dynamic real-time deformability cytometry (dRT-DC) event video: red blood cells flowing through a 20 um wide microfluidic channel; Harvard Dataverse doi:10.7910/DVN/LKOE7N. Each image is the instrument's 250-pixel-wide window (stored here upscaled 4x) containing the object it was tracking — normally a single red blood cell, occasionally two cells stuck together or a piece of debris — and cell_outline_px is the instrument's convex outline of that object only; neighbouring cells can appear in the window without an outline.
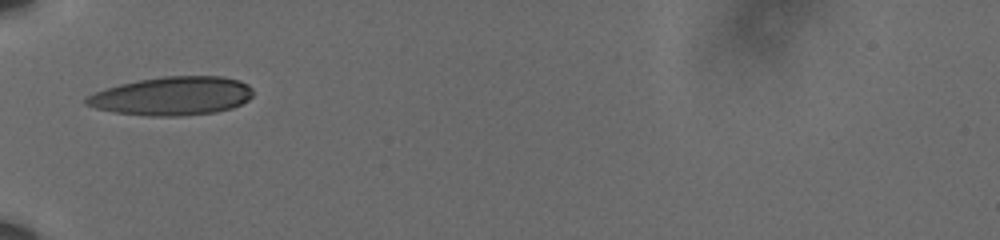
{"species": "human", "species_latin": "Homo sapiens", "temperature_condition": "cold", "stored_images_in_passage": 37, "camera_frame_rate_fps": 3000, "um_per_image_px": 0.085, "donor": {"sex": "male"}, "frame": {"image": 1, "passage_image": 1, "time_ms": 0.0, "image_size_px": [1000, 240], "cell_outline_px": [[252, 96], [248, 100], [232, 108], [216, 112], [180, 116], [148, 116], [116, 112], [96, 108], [84, 104], [84, 100], [88, 96], [96, 92], [120, 84], [140, 80], [164, 76], [220, 76], [240, 80], [248, 84], [252, 88]], "centroid_in_image_um": [14.67, 8.16], "position_along_channel_um": 70.3, "area_um2": 37.34}}
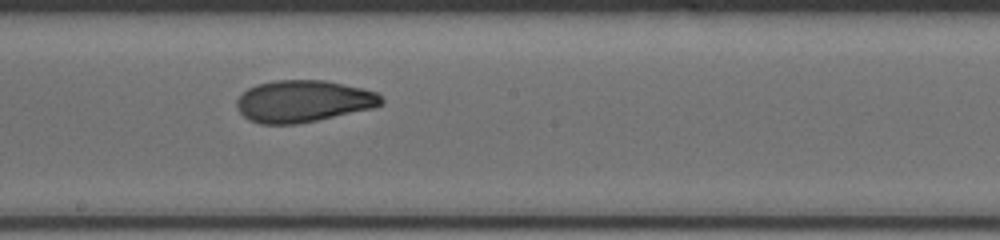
{"frame": {"image": 2, "passage_image": 14, "time_ms": 4.333, "image_size_px": [1000, 240], "cell_outline_px": [[384, 104], [372, 108], [316, 120], [296, 124], [260, 124], [248, 120], [236, 108], [236, 100], [248, 88], [256, 84], [276, 80], [324, 80], [364, 88], [376, 92], [384, 100]], "centroid_in_image_um": [25.76, 8.6], "position_along_channel_um": 222.4, "area_um2": 35.32}}
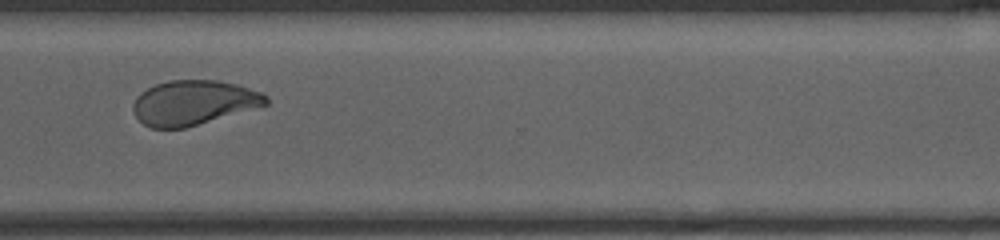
{"frame": {"image": 3, "passage_image": 25, "time_ms": 8.0, "image_size_px": [1000, 240], "cell_outline_px": [[268, 104], [264, 108], [184, 128], [152, 128], [144, 124], [136, 116], [132, 108], [132, 104], [136, 96], [140, 92], [156, 84], [168, 80], [216, 80], [236, 84], [260, 92], [268, 96]], "centroid_in_image_um": [16.51, 8.74], "position_along_channel_um": 354.1, "area_um2": 35.14}, "authors_computed_cell_mechanics": {"area_um2": 35.836, "velocity_mm_per_s": 3.6064, "shape_relaxation_time_tau1_ms": 5.7792, "shape_relaxation_time_tau2_ms": 2.0007, "deformation_change_tau1": 0.1642, "deformation_change_tau2": 0.0815}}